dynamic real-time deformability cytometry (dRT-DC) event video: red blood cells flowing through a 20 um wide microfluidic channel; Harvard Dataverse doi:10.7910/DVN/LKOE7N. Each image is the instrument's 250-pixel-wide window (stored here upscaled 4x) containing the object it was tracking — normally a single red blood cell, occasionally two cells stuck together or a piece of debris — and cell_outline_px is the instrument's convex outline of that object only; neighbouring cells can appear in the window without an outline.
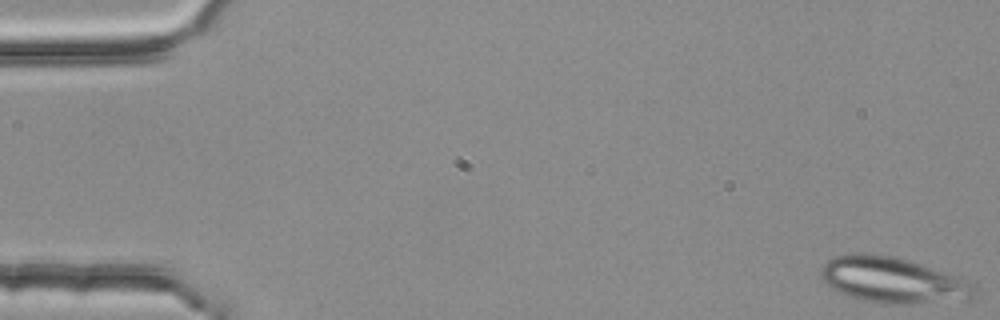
{"species": "common noctule bat (a hibernating species)", "species_latin": "Nyctalus noctula", "temperature_condition": "room temperature", "stored_images_in_passage": 5, "camera_frame_rate_fps": 3000, "um_per_image_px": 0.085, "animal": {"sex": "female", "body_mass_g": 25.1}, "frame": {"image": 1, "passage_image": 1, "time_ms": 0.0, "image_size_px": [1000, 320], "cell_outline_px": [[976, 296], [972, 300], [904, 304], [884, 304], [864, 300], [840, 292], [832, 288], [824, 280], [820, 272], [820, 268], [832, 256], [852, 252], [864, 252], [892, 256], [908, 260], [920, 264], [976, 284]], "centroid_in_image_um": [75.9, 23.81], "position_along_channel_um": 9.1, "area_um2": 40.98}}